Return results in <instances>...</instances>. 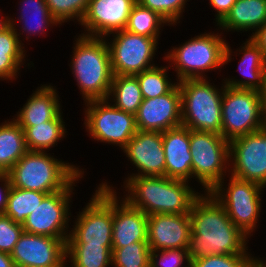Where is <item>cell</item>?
<instances>
[{
  "label": "cell",
  "instance_id": "cell-37",
  "mask_svg": "<svg viewBox=\"0 0 266 267\" xmlns=\"http://www.w3.org/2000/svg\"><path fill=\"white\" fill-rule=\"evenodd\" d=\"M252 254L210 255L191 262V267H249Z\"/></svg>",
  "mask_w": 266,
  "mask_h": 267
},
{
  "label": "cell",
  "instance_id": "cell-13",
  "mask_svg": "<svg viewBox=\"0 0 266 267\" xmlns=\"http://www.w3.org/2000/svg\"><path fill=\"white\" fill-rule=\"evenodd\" d=\"M111 34L104 38L109 47L114 75H136L158 65L153 62L160 38L134 34L125 29Z\"/></svg>",
  "mask_w": 266,
  "mask_h": 267
},
{
  "label": "cell",
  "instance_id": "cell-3",
  "mask_svg": "<svg viewBox=\"0 0 266 267\" xmlns=\"http://www.w3.org/2000/svg\"><path fill=\"white\" fill-rule=\"evenodd\" d=\"M69 63L84 102L106 100L113 81L108 44L104 37L75 36Z\"/></svg>",
  "mask_w": 266,
  "mask_h": 267
},
{
  "label": "cell",
  "instance_id": "cell-19",
  "mask_svg": "<svg viewBox=\"0 0 266 267\" xmlns=\"http://www.w3.org/2000/svg\"><path fill=\"white\" fill-rule=\"evenodd\" d=\"M136 0H89L81 23L82 35L105 37L124 30Z\"/></svg>",
  "mask_w": 266,
  "mask_h": 267
},
{
  "label": "cell",
  "instance_id": "cell-24",
  "mask_svg": "<svg viewBox=\"0 0 266 267\" xmlns=\"http://www.w3.org/2000/svg\"><path fill=\"white\" fill-rule=\"evenodd\" d=\"M18 3V17L15 18L13 16L12 18L10 16V25L15 29L19 41L23 46V42H25V40L28 42V39H31L32 35H34V37L38 34L39 36H45L43 34L47 35L48 30H52L49 28L60 25L49 11L46 0H20ZM14 18L18 20L16 21ZM18 21L21 23L20 27L17 24ZM22 35H26L25 38L22 39V37H24Z\"/></svg>",
  "mask_w": 266,
  "mask_h": 267
},
{
  "label": "cell",
  "instance_id": "cell-41",
  "mask_svg": "<svg viewBox=\"0 0 266 267\" xmlns=\"http://www.w3.org/2000/svg\"><path fill=\"white\" fill-rule=\"evenodd\" d=\"M11 181L8 173H0V214H3L8 201Z\"/></svg>",
  "mask_w": 266,
  "mask_h": 267
},
{
  "label": "cell",
  "instance_id": "cell-40",
  "mask_svg": "<svg viewBox=\"0 0 266 267\" xmlns=\"http://www.w3.org/2000/svg\"><path fill=\"white\" fill-rule=\"evenodd\" d=\"M237 0H209V5L214 8L215 12V26H217L230 12L231 7Z\"/></svg>",
  "mask_w": 266,
  "mask_h": 267
},
{
  "label": "cell",
  "instance_id": "cell-27",
  "mask_svg": "<svg viewBox=\"0 0 266 267\" xmlns=\"http://www.w3.org/2000/svg\"><path fill=\"white\" fill-rule=\"evenodd\" d=\"M62 113L52 120L35 126H21L28 151L49 152L60 140L62 142L66 138L67 129Z\"/></svg>",
  "mask_w": 266,
  "mask_h": 267
},
{
  "label": "cell",
  "instance_id": "cell-23",
  "mask_svg": "<svg viewBox=\"0 0 266 267\" xmlns=\"http://www.w3.org/2000/svg\"><path fill=\"white\" fill-rule=\"evenodd\" d=\"M56 86L41 84L29 96L13 119L20 126H35L56 118L62 111V104Z\"/></svg>",
  "mask_w": 266,
  "mask_h": 267
},
{
  "label": "cell",
  "instance_id": "cell-6",
  "mask_svg": "<svg viewBox=\"0 0 266 267\" xmlns=\"http://www.w3.org/2000/svg\"><path fill=\"white\" fill-rule=\"evenodd\" d=\"M212 79H184L178 81L181 92L182 126L195 131L221 135L222 97L224 83H210ZM213 84V85H212Z\"/></svg>",
  "mask_w": 266,
  "mask_h": 267
},
{
  "label": "cell",
  "instance_id": "cell-28",
  "mask_svg": "<svg viewBox=\"0 0 266 267\" xmlns=\"http://www.w3.org/2000/svg\"><path fill=\"white\" fill-rule=\"evenodd\" d=\"M28 151L24 130L12 118L0 124V173H8Z\"/></svg>",
  "mask_w": 266,
  "mask_h": 267
},
{
  "label": "cell",
  "instance_id": "cell-36",
  "mask_svg": "<svg viewBox=\"0 0 266 267\" xmlns=\"http://www.w3.org/2000/svg\"><path fill=\"white\" fill-rule=\"evenodd\" d=\"M141 6L157 12L171 27L184 18L186 5L190 0H136Z\"/></svg>",
  "mask_w": 266,
  "mask_h": 267
},
{
  "label": "cell",
  "instance_id": "cell-31",
  "mask_svg": "<svg viewBox=\"0 0 266 267\" xmlns=\"http://www.w3.org/2000/svg\"><path fill=\"white\" fill-rule=\"evenodd\" d=\"M48 193L11 186L4 215L23 225L28 215L41 204Z\"/></svg>",
  "mask_w": 266,
  "mask_h": 267
},
{
  "label": "cell",
  "instance_id": "cell-15",
  "mask_svg": "<svg viewBox=\"0 0 266 267\" xmlns=\"http://www.w3.org/2000/svg\"><path fill=\"white\" fill-rule=\"evenodd\" d=\"M66 242L23 232L10 255L15 267H66Z\"/></svg>",
  "mask_w": 266,
  "mask_h": 267
},
{
  "label": "cell",
  "instance_id": "cell-34",
  "mask_svg": "<svg viewBox=\"0 0 266 267\" xmlns=\"http://www.w3.org/2000/svg\"><path fill=\"white\" fill-rule=\"evenodd\" d=\"M150 248L147 241L112 248V267H150Z\"/></svg>",
  "mask_w": 266,
  "mask_h": 267
},
{
  "label": "cell",
  "instance_id": "cell-11",
  "mask_svg": "<svg viewBox=\"0 0 266 267\" xmlns=\"http://www.w3.org/2000/svg\"><path fill=\"white\" fill-rule=\"evenodd\" d=\"M84 174L85 172H80L63 190L48 194L41 204L27 216L22 225L24 232L68 239L69 225H71L70 221L72 220L70 219L72 217L70 208L73 206L71 204L73 203L72 195H75L74 188L79 180L84 178Z\"/></svg>",
  "mask_w": 266,
  "mask_h": 267
},
{
  "label": "cell",
  "instance_id": "cell-17",
  "mask_svg": "<svg viewBox=\"0 0 266 267\" xmlns=\"http://www.w3.org/2000/svg\"><path fill=\"white\" fill-rule=\"evenodd\" d=\"M241 45L238 49L236 48V51H233L229 43H227L224 53V65L234 59L232 56L242 55L239 56L237 72L240 73L243 79H237L235 76L231 78L229 76L228 78L227 76V78L223 77L222 81L225 86L231 88L256 90L263 93L266 90V58L251 37H248Z\"/></svg>",
  "mask_w": 266,
  "mask_h": 267
},
{
  "label": "cell",
  "instance_id": "cell-2",
  "mask_svg": "<svg viewBox=\"0 0 266 267\" xmlns=\"http://www.w3.org/2000/svg\"><path fill=\"white\" fill-rule=\"evenodd\" d=\"M190 185L166 176H130L121 186L125 188L121 197L146 215L189 214L192 203L201 194Z\"/></svg>",
  "mask_w": 266,
  "mask_h": 267
},
{
  "label": "cell",
  "instance_id": "cell-35",
  "mask_svg": "<svg viewBox=\"0 0 266 267\" xmlns=\"http://www.w3.org/2000/svg\"><path fill=\"white\" fill-rule=\"evenodd\" d=\"M46 3L60 26L70 21H76L79 25L86 14L89 0H46Z\"/></svg>",
  "mask_w": 266,
  "mask_h": 267
},
{
  "label": "cell",
  "instance_id": "cell-38",
  "mask_svg": "<svg viewBox=\"0 0 266 267\" xmlns=\"http://www.w3.org/2000/svg\"><path fill=\"white\" fill-rule=\"evenodd\" d=\"M150 267H191L187 249H165L150 252Z\"/></svg>",
  "mask_w": 266,
  "mask_h": 267
},
{
  "label": "cell",
  "instance_id": "cell-9",
  "mask_svg": "<svg viewBox=\"0 0 266 267\" xmlns=\"http://www.w3.org/2000/svg\"><path fill=\"white\" fill-rule=\"evenodd\" d=\"M85 207L74 217L66 244L112 245L113 190L96 186Z\"/></svg>",
  "mask_w": 266,
  "mask_h": 267
},
{
  "label": "cell",
  "instance_id": "cell-16",
  "mask_svg": "<svg viewBox=\"0 0 266 267\" xmlns=\"http://www.w3.org/2000/svg\"><path fill=\"white\" fill-rule=\"evenodd\" d=\"M122 151L134 167L132 170L138 169L128 173L124 182L130 176H165L162 132L137 130Z\"/></svg>",
  "mask_w": 266,
  "mask_h": 267
},
{
  "label": "cell",
  "instance_id": "cell-5",
  "mask_svg": "<svg viewBox=\"0 0 266 267\" xmlns=\"http://www.w3.org/2000/svg\"><path fill=\"white\" fill-rule=\"evenodd\" d=\"M51 154L54 155L27 151L8 172L11 186L51 194L63 190L80 172H84V168Z\"/></svg>",
  "mask_w": 266,
  "mask_h": 267
},
{
  "label": "cell",
  "instance_id": "cell-29",
  "mask_svg": "<svg viewBox=\"0 0 266 267\" xmlns=\"http://www.w3.org/2000/svg\"><path fill=\"white\" fill-rule=\"evenodd\" d=\"M143 95L135 75H114L107 100L116 108L136 115Z\"/></svg>",
  "mask_w": 266,
  "mask_h": 267
},
{
  "label": "cell",
  "instance_id": "cell-25",
  "mask_svg": "<svg viewBox=\"0 0 266 267\" xmlns=\"http://www.w3.org/2000/svg\"><path fill=\"white\" fill-rule=\"evenodd\" d=\"M266 23V0H237L215 30L249 32L253 36ZM242 31V32H241Z\"/></svg>",
  "mask_w": 266,
  "mask_h": 267
},
{
  "label": "cell",
  "instance_id": "cell-20",
  "mask_svg": "<svg viewBox=\"0 0 266 267\" xmlns=\"http://www.w3.org/2000/svg\"><path fill=\"white\" fill-rule=\"evenodd\" d=\"M106 181L102 180L100 184L113 190L112 248H121L133 242L147 241L148 215L140 209L132 207L124 198L119 197L118 189Z\"/></svg>",
  "mask_w": 266,
  "mask_h": 267
},
{
  "label": "cell",
  "instance_id": "cell-1",
  "mask_svg": "<svg viewBox=\"0 0 266 267\" xmlns=\"http://www.w3.org/2000/svg\"><path fill=\"white\" fill-rule=\"evenodd\" d=\"M189 216L187 252L191 262L210 255L252 253L248 251L249 237L235 226L210 192H201L192 203Z\"/></svg>",
  "mask_w": 266,
  "mask_h": 267
},
{
  "label": "cell",
  "instance_id": "cell-46",
  "mask_svg": "<svg viewBox=\"0 0 266 267\" xmlns=\"http://www.w3.org/2000/svg\"><path fill=\"white\" fill-rule=\"evenodd\" d=\"M249 267H266V260H264V257L255 256Z\"/></svg>",
  "mask_w": 266,
  "mask_h": 267
},
{
  "label": "cell",
  "instance_id": "cell-30",
  "mask_svg": "<svg viewBox=\"0 0 266 267\" xmlns=\"http://www.w3.org/2000/svg\"><path fill=\"white\" fill-rule=\"evenodd\" d=\"M71 263L68 266V263ZM112 245L66 244V267H111Z\"/></svg>",
  "mask_w": 266,
  "mask_h": 267
},
{
  "label": "cell",
  "instance_id": "cell-39",
  "mask_svg": "<svg viewBox=\"0 0 266 267\" xmlns=\"http://www.w3.org/2000/svg\"><path fill=\"white\" fill-rule=\"evenodd\" d=\"M23 232L24 229L21 224L15 223L4 214H0V252L11 254Z\"/></svg>",
  "mask_w": 266,
  "mask_h": 267
},
{
  "label": "cell",
  "instance_id": "cell-10",
  "mask_svg": "<svg viewBox=\"0 0 266 267\" xmlns=\"http://www.w3.org/2000/svg\"><path fill=\"white\" fill-rule=\"evenodd\" d=\"M83 103V125L87 135L97 143L114 145L123 150L137 132L135 115L116 108L107 99Z\"/></svg>",
  "mask_w": 266,
  "mask_h": 267
},
{
  "label": "cell",
  "instance_id": "cell-33",
  "mask_svg": "<svg viewBox=\"0 0 266 267\" xmlns=\"http://www.w3.org/2000/svg\"><path fill=\"white\" fill-rule=\"evenodd\" d=\"M169 68V65H157L135 75L144 99L167 94L178 83L169 77Z\"/></svg>",
  "mask_w": 266,
  "mask_h": 267
},
{
  "label": "cell",
  "instance_id": "cell-12",
  "mask_svg": "<svg viewBox=\"0 0 266 267\" xmlns=\"http://www.w3.org/2000/svg\"><path fill=\"white\" fill-rule=\"evenodd\" d=\"M221 135L228 141L262 128V93L224 85Z\"/></svg>",
  "mask_w": 266,
  "mask_h": 267
},
{
  "label": "cell",
  "instance_id": "cell-18",
  "mask_svg": "<svg viewBox=\"0 0 266 267\" xmlns=\"http://www.w3.org/2000/svg\"><path fill=\"white\" fill-rule=\"evenodd\" d=\"M135 119L137 130L141 131L164 132L182 126L178 83L167 94L143 99Z\"/></svg>",
  "mask_w": 266,
  "mask_h": 267
},
{
  "label": "cell",
  "instance_id": "cell-4",
  "mask_svg": "<svg viewBox=\"0 0 266 267\" xmlns=\"http://www.w3.org/2000/svg\"><path fill=\"white\" fill-rule=\"evenodd\" d=\"M223 34L222 32L219 34V31L202 32L164 52L166 53L163 56L164 61L166 60L170 69L176 72L175 80L178 82L184 79L209 78L206 75L208 71L221 72L222 67L224 68V53L228 43Z\"/></svg>",
  "mask_w": 266,
  "mask_h": 267
},
{
  "label": "cell",
  "instance_id": "cell-22",
  "mask_svg": "<svg viewBox=\"0 0 266 267\" xmlns=\"http://www.w3.org/2000/svg\"><path fill=\"white\" fill-rule=\"evenodd\" d=\"M165 154V176L171 179L192 180L190 129L179 126L162 132Z\"/></svg>",
  "mask_w": 266,
  "mask_h": 267
},
{
  "label": "cell",
  "instance_id": "cell-44",
  "mask_svg": "<svg viewBox=\"0 0 266 267\" xmlns=\"http://www.w3.org/2000/svg\"><path fill=\"white\" fill-rule=\"evenodd\" d=\"M262 128L266 129V90L262 93Z\"/></svg>",
  "mask_w": 266,
  "mask_h": 267
},
{
  "label": "cell",
  "instance_id": "cell-43",
  "mask_svg": "<svg viewBox=\"0 0 266 267\" xmlns=\"http://www.w3.org/2000/svg\"><path fill=\"white\" fill-rule=\"evenodd\" d=\"M0 267H15L14 261L10 254L0 252Z\"/></svg>",
  "mask_w": 266,
  "mask_h": 267
},
{
  "label": "cell",
  "instance_id": "cell-42",
  "mask_svg": "<svg viewBox=\"0 0 266 267\" xmlns=\"http://www.w3.org/2000/svg\"><path fill=\"white\" fill-rule=\"evenodd\" d=\"M251 38L259 46L266 58V23Z\"/></svg>",
  "mask_w": 266,
  "mask_h": 267
},
{
  "label": "cell",
  "instance_id": "cell-14",
  "mask_svg": "<svg viewBox=\"0 0 266 267\" xmlns=\"http://www.w3.org/2000/svg\"><path fill=\"white\" fill-rule=\"evenodd\" d=\"M229 175L266 188V129L229 141Z\"/></svg>",
  "mask_w": 266,
  "mask_h": 267
},
{
  "label": "cell",
  "instance_id": "cell-26",
  "mask_svg": "<svg viewBox=\"0 0 266 267\" xmlns=\"http://www.w3.org/2000/svg\"><path fill=\"white\" fill-rule=\"evenodd\" d=\"M25 46L19 41L15 29L10 25L0 32V80L10 83L20 75L24 63L29 68L34 66L33 61L26 62L28 55ZM27 55V56H26ZM27 57V58H26ZM32 65V66H31Z\"/></svg>",
  "mask_w": 266,
  "mask_h": 267
},
{
  "label": "cell",
  "instance_id": "cell-45",
  "mask_svg": "<svg viewBox=\"0 0 266 267\" xmlns=\"http://www.w3.org/2000/svg\"><path fill=\"white\" fill-rule=\"evenodd\" d=\"M9 26H10V17L6 16V14L3 17V13H2V16L0 17V32L4 31Z\"/></svg>",
  "mask_w": 266,
  "mask_h": 267
},
{
  "label": "cell",
  "instance_id": "cell-7",
  "mask_svg": "<svg viewBox=\"0 0 266 267\" xmlns=\"http://www.w3.org/2000/svg\"><path fill=\"white\" fill-rule=\"evenodd\" d=\"M227 178L229 179L219 182L210 193L224 207L235 226L250 239L257 231L263 207V192L266 188L256 182L240 180L231 175Z\"/></svg>",
  "mask_w": 266,
  "mask_h": 267
},
{
  "label": "cell",
  "instance_id": "cell-21",
  "mask_svg": "<svg viewBox=\"0 0 266 267\" xmlns=\"http://www.w3.org/2000/svg\"><path fill=\"white\" fill-rule=\"evenodd\" d=\"M190 234L189 214L148 215L147 242L151 251L187 249Z\"/></svg>",
  "mask_w": 266,
  "mask_h": 267
},
{
  "label": "cell",
  "instance_id": "cell-8",
  "mask_svg": "<svg viewBox=\"0 0 266 267\" xmlns=\"http://www.w3.org/2000/svg\"><path fill=\"white\" fill-rule=\"evenodd\" d=\"M190 152L192 179L202 185V192H210L229 175V141L222 135L190 129Z\"/></svg>",
  "mask_w": 266,
  "mask_h": 267
},
{
  "label": "cell",
  "instance_id": "cell-32",
  "mask_svg": "<svg viewBox=\"0 0 266 267\" xmlns=\"http://www.w3.org/2000/svg\"><path fill=\"white\" fill-rule=\"evenodd\" d=\"M165 24L170 26L157 12L136 2L131 9L125 30L138 35L160 38Z\"/></svg>",
  "mask_w": 266,
  "mask_h": 267
}]
</instances>
